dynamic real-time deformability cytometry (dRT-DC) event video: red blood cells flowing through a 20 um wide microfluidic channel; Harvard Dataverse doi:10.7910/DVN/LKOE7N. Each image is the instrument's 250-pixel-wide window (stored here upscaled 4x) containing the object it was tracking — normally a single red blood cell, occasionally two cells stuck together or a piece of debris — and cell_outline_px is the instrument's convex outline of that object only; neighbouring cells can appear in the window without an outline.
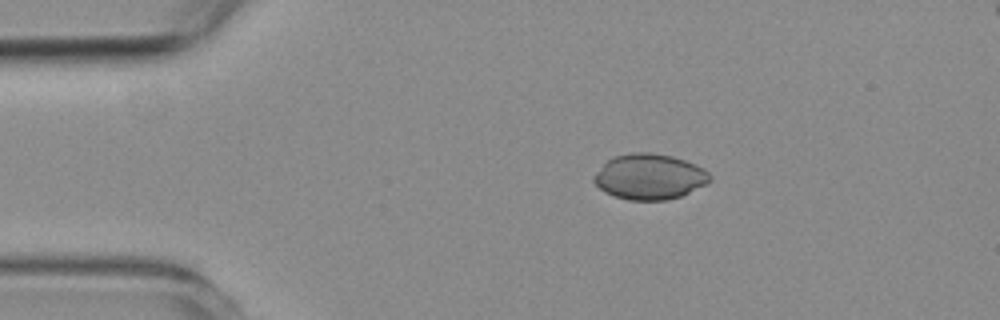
{"species": "common noctule bat (a hibernating species)", "species_latin": "Nyctalus noctula", "temperature_condition": "room temperature", "stored_images_in_passage": 38, "camera_frame_rate_fps": 3000, "um_per_image_px": 0.085, "animal": {"sex": "female", "body_mass_g": 19.3, "forearm_length_mm": 54.1}, "frame": {"image": 1, "passage_image": 1, "time_ms": 0.0, "image_size_px": [1000, 320], "cell_outline_px": [[712, 180], [680, 196], [664, 200], [628, 200], [604, 192], [592, 180], [592, 176], [612, 156], [632, 152], [652, 152], [672, 156], [684, 160], [704, 168], [712, 176]], "centroid_in_image_um": [55.19, 15.0], "position_along_channel_um": 29.8, "area_um2": 30.69}}
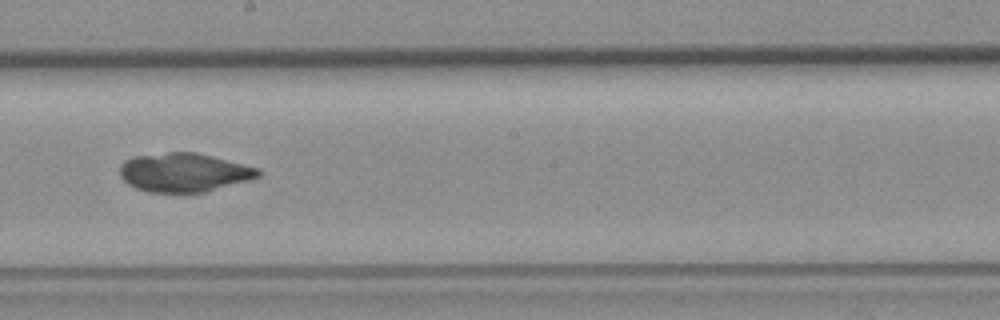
{"frame": {"image": 2, "passage_image": 21, "time_ms": 6.667, "image_size_px": [1000, 320], "cell_outline_px": [[260, 176], [252, 180], [204, 192], [148, 192], [136, 188], [128, 184], [120, 176], [120, 164], [124, 160], [132, 156], [168, 152], [196, 152], [260, 168]], "centroid_in_image_um": [15.64, 14.65], "position_along_channel_um": 232.6, "area_um2": 31.5}}
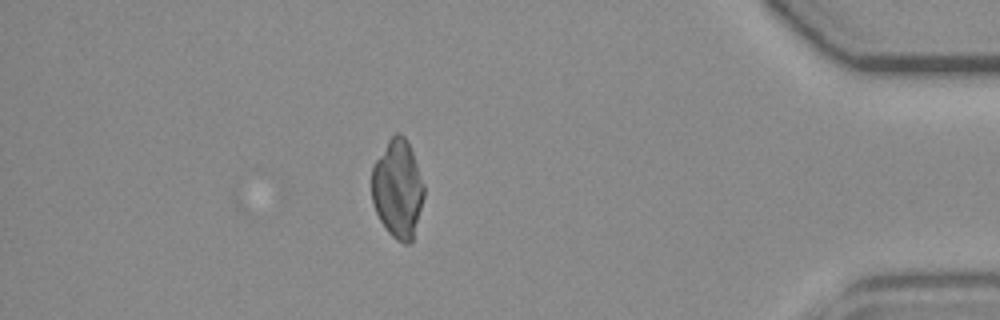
{"frame": {"image": 3, "passage_image": 38, "time_ms": 12.333, "image_size_px": [1000, 320], "cell_outline_px": [[424, 196], [412, 240], [408, 244], [404, 244], [396, 240], [388, 232], [380, 220], [376, 212], [372, 200], [372, 168], [376, 160], [388, 140], [396, 132], [400, 132], [404, 136], [412, 152], [424, 184]], "centroid_in_image_um": [33.8, 16.06], "position_along_channel_um": 401.4, "area_um2": 29.65}}